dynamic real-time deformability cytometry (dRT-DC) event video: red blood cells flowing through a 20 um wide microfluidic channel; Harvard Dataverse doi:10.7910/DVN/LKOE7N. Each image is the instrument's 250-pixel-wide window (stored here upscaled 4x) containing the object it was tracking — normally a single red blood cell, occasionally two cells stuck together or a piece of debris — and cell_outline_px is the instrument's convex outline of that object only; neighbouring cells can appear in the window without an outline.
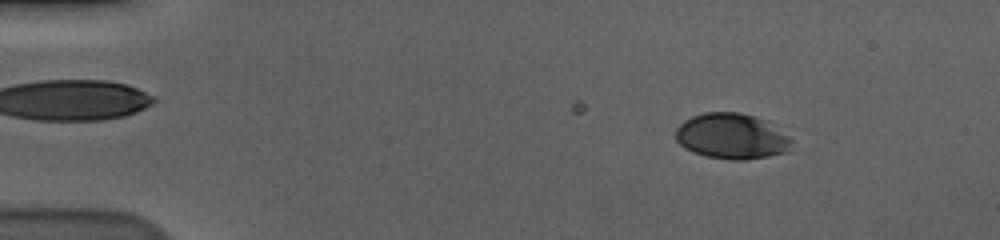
{"species": "human", "species_latin": "Homo sapiens", "temperature_condition": "cold", "stored_images_in_passage": 59, "camera_frame_rate_fps": 3000, "um_per_image_px": 0.085, "donor": {"sex": "male"}, "frame": {"image": 1, "passage_image": 9, "time_ms": 2.667, "image_size_px": [1000, 240], "cell_outline_px": [[792, 140], [788, 152], [768, 156], [744, 160], [732, 160], [704, 156], [692, 152], [684, 148], [676, 140], [676, 128], [684, 120], [692, 116], [704, 112], [736, 112], [768, 120], [788, 136]], "centroid_in_image_um": [62.18, 11.58], "position_along_channel_um": 22.8, "area_um2": 30.98}}
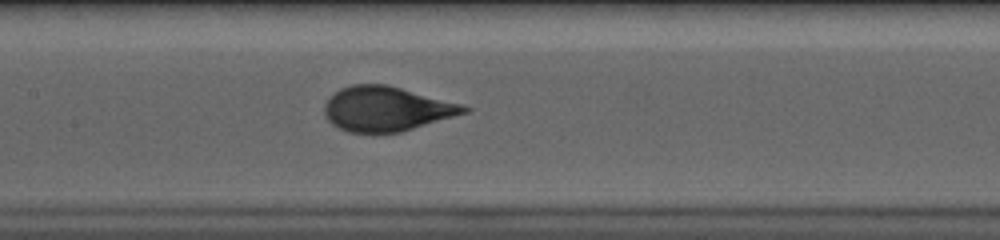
{"frame": {"image": 2, "passage_image": 30, "time_ms": 9.667, "image_size_px": [1000, 240], "cell_outline_px": [[472, 108], [468, 112], [400, 132], [348, 132], [332, 124], [324, 116], [324, 104], [340, 88], [352, 84], [388, 84], [464, 104]], "centroid_in_image_um": [32.87, 9.24], "position_along_channel_um": 174.5, "area_um2": 36.3}}
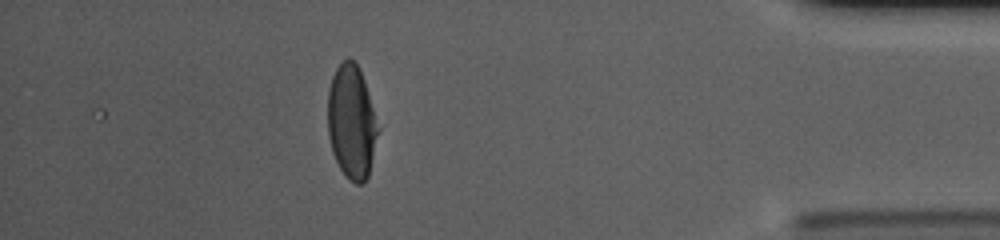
{"frame": {"image": 3, "passage_image": 53, "time_ms": 17.333, "image_size_px": [1000, 240], "cell_outline_px": [[380, 128], [368, 176], [364, 184], [356, 184], [348, 180], [344, 176], [332, 152], [328, 136], [328, 88], [332, 76], [336, 68], [348, 56], [360, 68]], "centroid_in_image_um": [29.89, 10.39], "position_along_channel_um": 405.3, "area_um2": 33.7}, "authors_computed_cell_mechanics": {"area_um2": 35.6048, "velocity_mm_per_s": 3.5537, "shape_relaxation_time_tau1_ms": 4.1779, "shape_relaxation_time_tau2_ms": null, "deformation_change_tau1": 0.1842, "deformation_change_tau2": null}}